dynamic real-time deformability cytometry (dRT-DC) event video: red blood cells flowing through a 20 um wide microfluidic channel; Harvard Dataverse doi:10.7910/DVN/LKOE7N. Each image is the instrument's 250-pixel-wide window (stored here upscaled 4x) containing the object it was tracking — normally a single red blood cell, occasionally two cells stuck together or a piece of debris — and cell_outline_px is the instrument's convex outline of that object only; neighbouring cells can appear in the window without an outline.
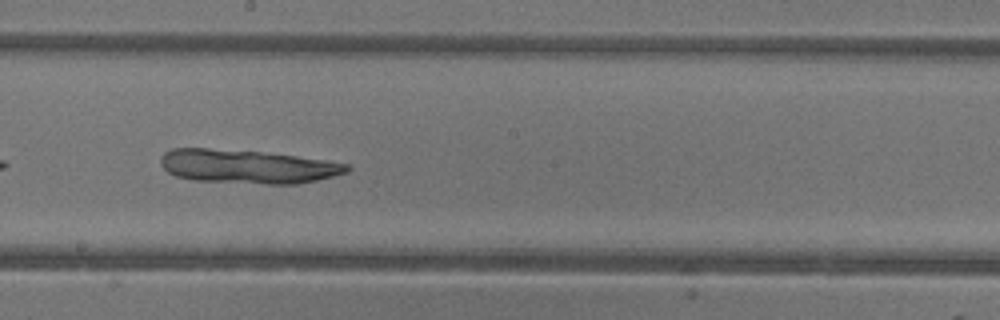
{"species": "common noctule bat (a hibernating species)", "species_latin": "Nyctalus noctula", "temperature_condition": "warm", "stored_images_in_passage": 27, "camera_frame_rate_fps": 3000, "um_per_image_px": 0.085, "animal": {"sex": "female"}, "frame": {"image": 1, "passage_image": 15, "time_ms": 4.667, "image_size_px": [1000, 320], "cell_outline_px": [[352, 168], [348, 172], [316, 180], [296, 184], [268, 184], [192, 180], [176, 176], [168, 172], [160, 164], [160, 156], [164, 152], [172, 148], [208, 148], [260, 152], [296, 156], [352, 164]], "centroid_in_image_um": [21.02, 14.15], "position_along_channel_um": 227.2, "area_um2": 36.65}}
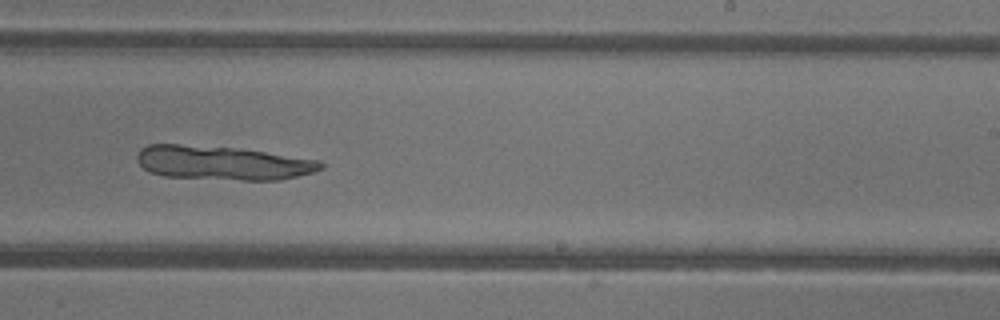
{"frame": {"image": 2, "passage_image": 18, "time_ms": 5.667, "image_size_px": [1000, 320], "cell_outline_px": [[324, 168], [312, 172], [280, 180], [240, 180], [164, 176], [148, 172], [136, 160], [136, 156], [140, 148], [148, 144], [180, 144], [232, 148], [264, 152], [320, 160], [324, 164]], "centroid_in_image_um": [18.88, 13.85], "position_along_channel_um": 270.1, "area_um2": 36.24}}